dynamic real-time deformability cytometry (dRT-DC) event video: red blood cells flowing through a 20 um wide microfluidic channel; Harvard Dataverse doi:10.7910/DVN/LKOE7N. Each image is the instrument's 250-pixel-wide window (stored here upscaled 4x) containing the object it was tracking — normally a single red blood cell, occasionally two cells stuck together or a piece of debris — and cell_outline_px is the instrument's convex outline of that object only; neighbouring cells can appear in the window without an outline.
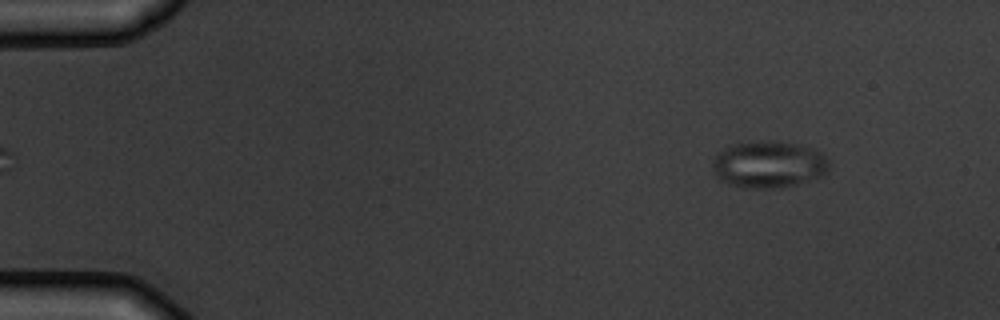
{"species": "common noctule bat (a hibernating species)", "species_latin": "Nyctalus noctula", "temperature_condition": "warm", "stored_images_in_passage": 4, "camera_frame_rate_fps": 3000, "um_per_image_px": 0.085, "animal": {"sex": "male", "body_mass_g": 19.5, "forearm_length_mm": 54.6}, "frame": {"image": 1, "passage_image": 1, "time_ms": 0.0, "image_size_px": [1000, 320], "cell_outline_px": [[828, 172], [824, 176], [796, 184], [780, 188], [744, 188], [728, 184], [720, 180], [716, 176], [712, 168], [712, 160], [724, 148], [732, 144], [796, 144], [816, 148], [828, 160]], "centroid_in_image_um": [65.35, 14.04], "position_along_channel_um": 19.7, "area_um2": 31.15}}